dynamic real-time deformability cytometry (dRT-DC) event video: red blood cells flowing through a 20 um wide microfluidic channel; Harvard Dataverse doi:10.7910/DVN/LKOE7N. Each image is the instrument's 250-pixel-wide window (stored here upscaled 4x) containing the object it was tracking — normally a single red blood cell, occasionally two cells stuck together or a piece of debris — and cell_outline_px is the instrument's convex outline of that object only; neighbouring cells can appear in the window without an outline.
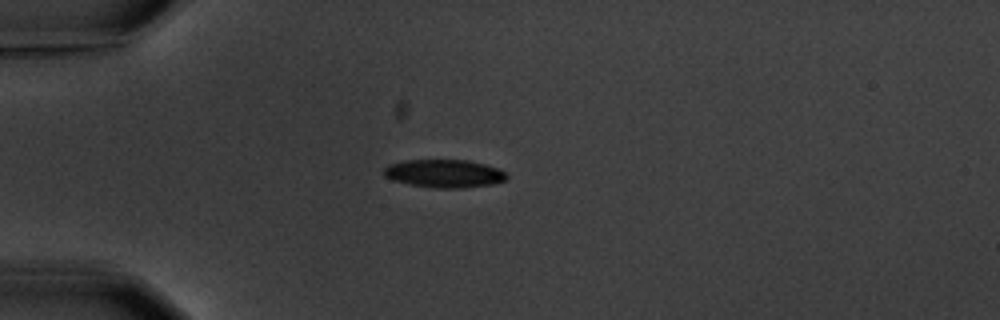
{"species": "common noctule bat (a hibernating species)", "species_latin": "Nyctalus noctula", "temperature_condition": "warm", "stored_images_in_passage": 4, "camera_frame_rate_fps": 3000, "um_per_image_px": 0.085, "animal": {"sex": "male", "body_mass_g": 20.1, "forearm_length_mm": 53.5}, "frame": {"image": 1, "passage_image": 1, "time_ms": 0.0, "image_size_px": [1000, 320], "cell_outline_px": [[508, 176], [504, 180], [492, 184], [460, 188], [436, 188], [408, 184], [392, 180], [384, 176], [384, 168], [388, 164], [408, 160], [468, 160], [500, 168]], "centroid_in_image_um": [37.75, 14.75], "position_along_channel_um": 47.3, "area_um2": 20.06}}